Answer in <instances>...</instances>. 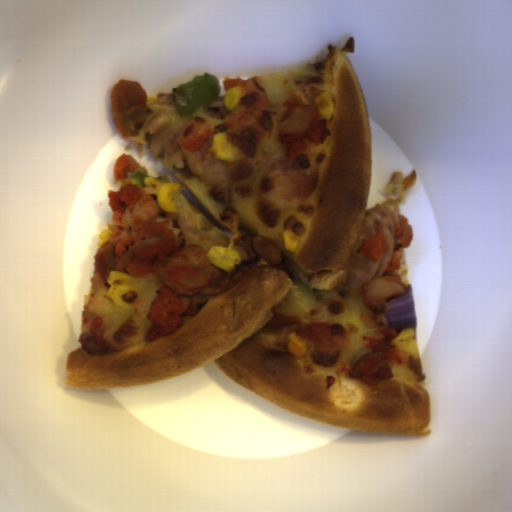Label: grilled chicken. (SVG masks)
Here are the masks:
<instances>
[{
  "instance_id": "1",
  "label": "grilled chicken",
  "mask_w": 512,
  "mask_h": 512,
  "mask_svg": "<svg viewBox=\"0 0 512 512\" xmlns=\"http://www.w3.org/2000/svg\"><path fill=\"white\" fill-rule=\"evenodd\" d=\"M133 172L147 177L145 167L123 153L113 168L114 186L107 190L111 210L108 240L93 255L91 289L108 282L112 271L150 279L160 285L147 311H137L113 331L106 315L83 305L78 342L91 355L113 353L127 346L172 335L196 315L207 300L240 282L258 263L238 264L226 272L211 262L208 250L216 246L195 222L178 211L159 209L156 194H148L130 180Z\"/></svg>"
},
{
  "instance_id": "2",
  "label": "grilled chicken",
  "mask_w": 512,
  "mask_h": 512,
  "mask_svg": "<svg viewBox=\"0 0 512 512\" xmlns=\"http://www.w3.org/2000/svg\"><path fill=\"white\" fill-rule=\"evenodd\" d=\"M225 93L240 86L237 106L228 111L224 96L217 95L204 109L213 120L185 116L171 144L190 152L200 163V180L218 204L231 205L237 198H252L257 220L267 227L277 226L285 209L310 198L319 177L325 151L313 152L306 141L321 146L331 134L327 115L321 116L315 97L326 92L319 75L301 74L292 79L287 98L275 112L258 75L222 81ZM225 134L241 153L233 161L222 162L211 154L213 134Z\"/></svg>"
},
{
  "instance_id": "3",
  "label": "grilled chicken",
  "mask_w": 512,
  "mask_h": 512,
  "mask_svg": "<svg viewBox=\"0 0 512 512\" xmlns=\"http://www.w3.org/2000/svg\"><path fill=\"white\" fill-rule=\"evenodd\" d=\"M391 217L396 226L391 260L380 278L367 281L357 290L367 306V313H359L360 320L369 329L376 330L362 335L365 347L355 355L351 365L344 361L351 341L341 322L302 320L301 316L274 311L273 318L253 334L268 345L291 352L286 337L290 332H296L306 340L304 355L312 365L342 374L349 380L378 385L394 377L391 365L407 363L409 352L391 344L398 334L388 323L385 301L408 292L396 271L401 270L404 249L411 247L414 232L405 215L398 213Z\"/></svg>"
},
{
  "instance_id": "4",
  "label": "grilled chicken",
  "mask_w": 512,
  "mask_h": 512,
  "mask_svg": "<svg viewBox=\"0 0 512 512\" xmlns=\"http://www.w3.org/2000/svg\"><path fill=\"white\" fill-rule=\"evenodd\" d=\"M144 86L131 79L115 82L110 91V112L116 132L127 139L137 137L150 113Z\"/></svg>"
},
{
  "instance_id": "5",
  "label": "grilled chicken",
  "mask_w": 512,
  "mask_h": 512,
  "mask_svg": "<svg viewBox=\"0 0 512 512\" xmlns=\"http://www.w3.org/2000/svg\"><path fill=\"white\" fill-rule=\"evenodd\" d=\"M239 251L240 260H248L255 256L262 257L267 264H280L283 255L277 245L260 236H246L233 248Z\"/></svg>"
},
{
  "instance_id": "6",
  "label": "grilled chicken",
  "mask_w": 512,
  "mask_h": 512,
  "mask_svg": "<svg viewBox=\"0 0 512 512\" xmlns=\"http://www.w3.org/2000/svg\"><path fill=\"white\" fill-rule=\"evenodd\" d=\"M387 242L384 231H376L370 239H361V244L356 248L355 253L363 254L365 259L379 262Z\"/></svg>"
},
{
  "instance_id": "7",
  "label": "grilled chicken",
  "mask_w": 512,
  "mask_h": 512,
  "mask_svg": "<svg viewBox=\"0 0 512 512\" xmlns=\"http://www.w3.org/2000/svg\"><path fill=\"white\" fill-rule=\"evenodd\" d=\"M155 102L162 105L175 106L173 100V93L160 92L156 94Z\"/></svg>"
}]
</instances>
